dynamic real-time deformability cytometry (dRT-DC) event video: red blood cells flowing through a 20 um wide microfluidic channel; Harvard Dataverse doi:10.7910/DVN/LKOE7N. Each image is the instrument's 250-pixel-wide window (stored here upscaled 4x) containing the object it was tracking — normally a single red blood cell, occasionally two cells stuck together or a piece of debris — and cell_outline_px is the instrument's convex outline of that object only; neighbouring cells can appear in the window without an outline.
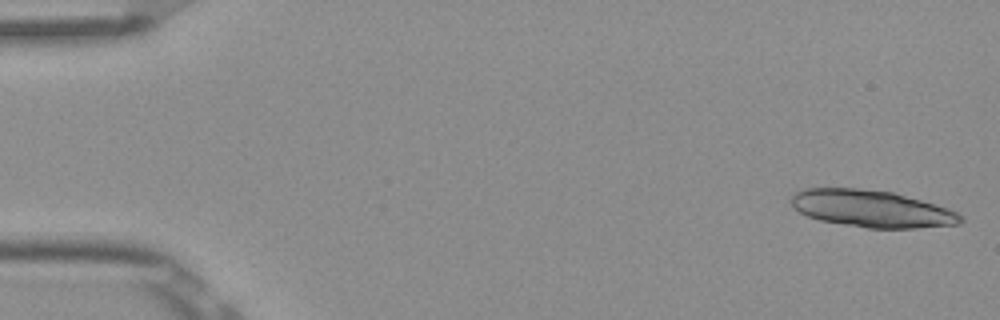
{"species": "Egyptian fruit bat (a non-hibernating species)", "species_latin": "Rousettus aegyptiacus", "temperature_condition": "room temperature", "stored_images_in_passage": 52, "segment_of_instrument_passage": [1, 2], "camera_frame_rate_fps": 3000, "um_per_image_px": 0.085, "frame": {"image": 1, "passage_image": 1, "time_ms": 0.0, "image_size_px": [1000, 320], "cell_outline_px": [[964, 220], [960, 224], [916, 228], [868, 228], [820, 220], [808, 216], [800, 212], [792, 204], [792, 196], [796, 192], [808, 188], [860, 188], [892, 192], [948, 208], [964, 216]], "centroid_in_image_um": [74.13, 17.74], "position_along_channel_um": 10.9, "area_um2": 36.24}}